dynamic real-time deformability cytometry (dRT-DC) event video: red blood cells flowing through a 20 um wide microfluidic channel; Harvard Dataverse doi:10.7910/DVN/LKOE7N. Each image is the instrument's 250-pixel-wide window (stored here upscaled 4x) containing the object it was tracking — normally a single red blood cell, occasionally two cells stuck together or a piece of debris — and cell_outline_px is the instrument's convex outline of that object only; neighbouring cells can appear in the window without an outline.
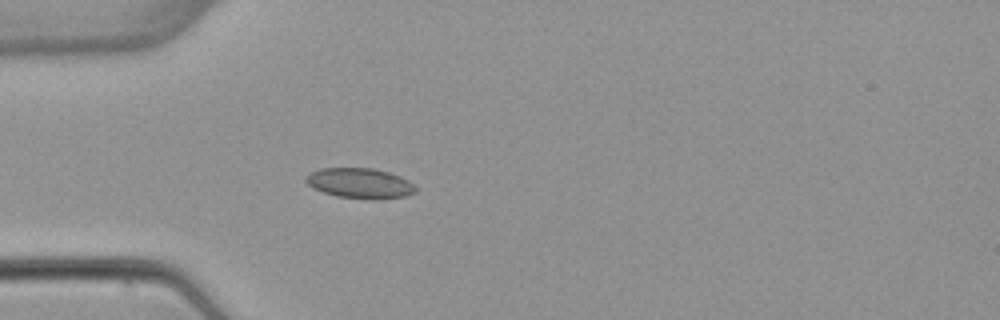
{"species": "common noctule bat (a hibernating species)", "species_latin": "Nyctalus noctula", "temperature_condition": "warm", "stored_images_in_passage": 4, "camera_frame_rate_fps": 3000, "um_per_image_px": 0.085, "animal": {"sex": "female", "body_mass_g": 22.7, "forearm_length_mm": 54.2}, "frame": {"image": 1, "passage_image": 4, "time_ms": 3.667, "image_size_px": [1000, 320], "cell_outline_px": [[416, 192], [404, 196], [372, 200], [368, 200], [336, 196], [312, 188], [304, 180], [304, 176], [320, 168], [372, 168], [388, 172], [400, 176], [408, 180], [416, 188]], "centroid_in_image_um": [30.56, 15.58], "position_along_channel_um": 54.4, "area_um2": 19.42}}